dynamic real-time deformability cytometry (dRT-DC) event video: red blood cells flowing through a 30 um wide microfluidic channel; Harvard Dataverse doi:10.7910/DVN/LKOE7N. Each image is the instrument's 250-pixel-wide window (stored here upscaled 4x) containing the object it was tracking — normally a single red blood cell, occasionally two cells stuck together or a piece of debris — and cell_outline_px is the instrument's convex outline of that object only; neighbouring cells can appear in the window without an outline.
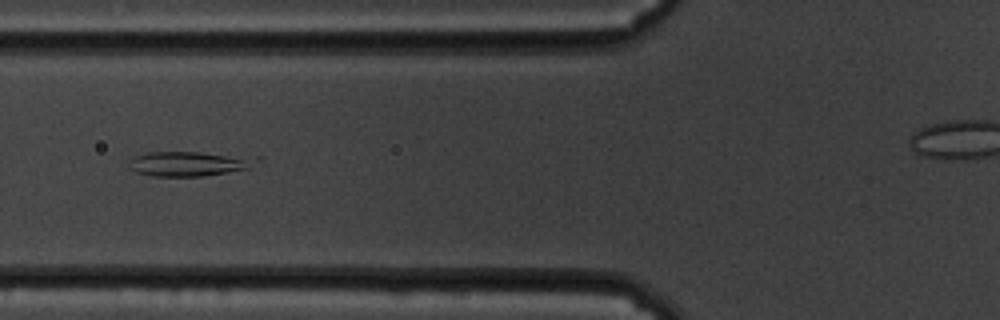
{"species": "common noctule bat (a hibernating species)", "species_latin": "Nyctalus noctula", "temperature_condition": "cold", "stored_images_in_passage": 52, "camera_frame_rate_fps": 3000, "um_per_image_px": 0.085, "animal": {"sex": "male", "body_mass_g": 19.5, "forearm_length_mm": 54.6}, "frame": {"image": 1, "passage_image": 22, "time_ms": 7.0, "image_size_px": [1000, 320], "cell_outline_px": [[260, 160], [248, 168], [228, 172], [204, 176], [152, 176], [136, 172], [128, 168], [128, 160], [132, 156], [148, 152], [200, 152], [260, 156]], "centroid_in_image_um": [16.07, 13.9], "position_along_channel_um": 109.7, "area_um2": 18.79}}
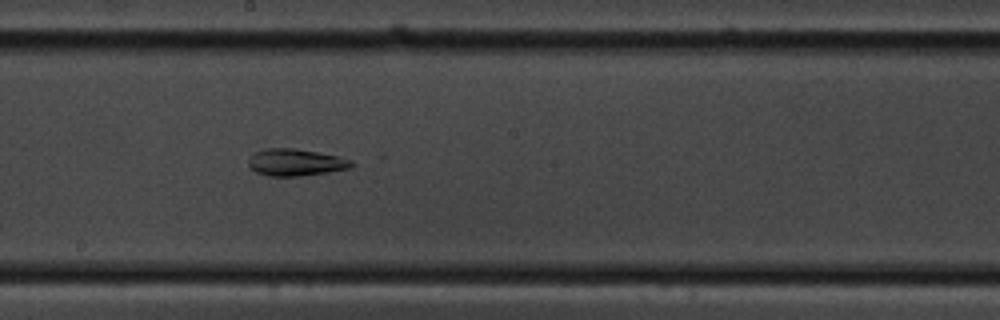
{"frame": {"image": 2, "passage_image": 32, "time_ms": 10.333, "image_size_px": [1000, 320], "cell_outline_px": [[356, 164], [352, 168], [328, 172], [296, 176], [268, 176], [256, 172], [248, 168], [248, 160], [256, 152], [264, 148], [296, 148], [336, 156], [352, 160]], "centroid_in_image_um": [25.13, 13.8], "position_along_channel_um": 223.1, "area_um2": 16.24}}
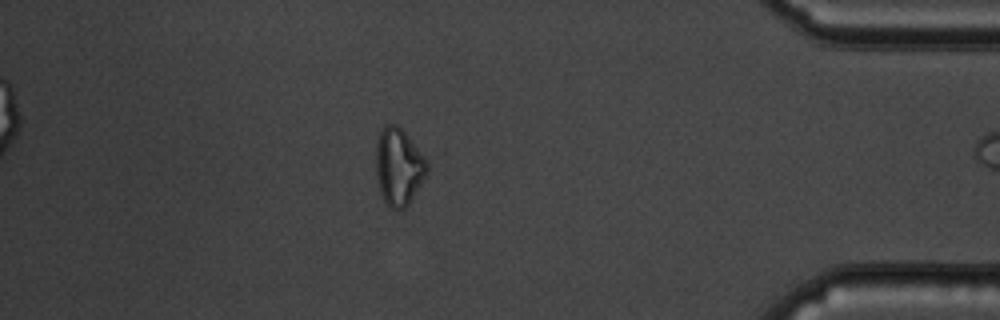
{"frame": {"image": 3, "passage_image": 51, "time_ms": 16.667, "image_size_px": [1000, 320], "cell_outline_px": [[444, 152], [408, 204], [404, 208], [396, 212], [384, 200], [380, 192], [376, 172], [376, 144], [380, 132], [384, 124], [396, 124]], "centroid_in_image_um": [34.22, 13.98], "position_along_channel_um": 401.0, "area_um2": 26.88}}